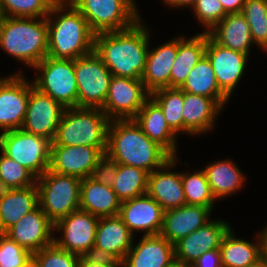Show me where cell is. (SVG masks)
<instances>
[{"label":"cell","instance_id":"cell-1","mask_svg":"<svg viewBox=\"0 0 267 267\" xmlns=\"http://www.w3.org/2000/svg\"><path fill=\"white\" fill-rule=\"evenodd\" d=\"M142 21L122 31L95 34L94 51L114 76L141 79L150 43V34Z\"/></svg>","mask_w":267,"mask_h":267},{"label":"cell","instance_id":"cell-2","mask_svg":"<svg viewBox=\"0 0 267 267\" xmlns=\"http://www.w3.org/2000/svg\"><path fill=\"white\" fill-rule=\"evenodd\" d=\"M106 154L118 164L139 167L149 174L171 159L134 119L110 121Z\"/></svg>","mask_w":267,"mask_h":267},{"label":"cell","instance_id":"cell-3","mask_svg":"<svg viewBox=\"0 0 267 267\" xmlns=\"http://www.w3.org/2000/svg\"><path fill=\"white\" fill-rule=\"evenodd\" d=\"M46 18L48 22L47 56L75 60L94 50L95 33L90 29L83 15L70 2L57 1Z\"/></svg>","mask_w":267,"mask_h":267},{"label":"cell","instance_id":"cell-4","mask_svg":"<svg viewBox=\"0 0 267 267\" xmlns=\"http://www.w3.org/2000/svg\"><path fill=\"white\" fill-rule=\"evenodd\" d=\"M0 49L33 68L48 53L47 18L3 17Z\"/></svg>","mask_w":267,"mask_h":267},{"label":"cell","instance_id":"cell-5","mask_svg":"<svg viewBox=\"0 0 267 267\" xmlns=\"http://www.w3.org/2000/svg\"><path fill=\"white\" fill-rule=\"evenodd\" d=\"M109 124L100 108H65L51 145L107 146Z\"/></svg>","mask_w":267,"mask_h":267},{"label":"cell","instance_id":"cell-6","mask_svg":"<svg viewBox=\"0 0 267 267\" xmlns=\"http://www.w3.org/2000/svg\"><path fill=\"white\" fill-rule=\"evenodd\" d=\"M81 180L50 170L36 179L39 207L53 223L79 209Z\"/></svg>","mask_w":267,"mask_h":267},{"label":"cell","instance_id":"cell-7","mask_svg":"<svg viewBox=\"0 0 267 267\" xmlns=\"http://www.w3.org/2000/svg\"><path fill=\"white\" fill-rule=\"evenodd\" d=\"M70 3L95 34L122 31L141 19L134 0H71Z\"/></svg>","mask_w":267,"mask_h":267},{"label":"cell","instance_id":"cell-8","mask_svg":"<svg viewBox=\"0 0 267 267\" xmlns=\"http://www.w3.org/2000/svg\"><path fill=\"white\" fill-rule=\"evenodd\" d=\"M51 144L49 139L21 128L0 133V152L27 168L36 178L49 170Z\"/></svg>","mask_w":267,"mask_h":267},{"label":"cell","instance_id":"cell-9","mask_svg":"<svg viewBox=\"0 0 267 267\" xmlns=\"http://www.w3.org/2000/svg\"><path fill=\"white\" fill-rule=\"evenodd\" d=\"M78 86L77 107L102 108L113 77L111 71L93 50L74 60Z\"/></svg>","mask_w":267,"mask_h":267},{"label":"cell","instance_id":"cell-10","mask_svg":"<svg viewBox=\"0 0 267 267\" xmlns=\"http://www.w3.org/2000/svg\"><path fill=\"white\" fill-rule=\"evenodd\" d=\"M33 68L41 74L33 81L35 88L65 108L77 107L78 86L74 60L46 56Z\"/></svg>","mask_w":267,"mask_h":267},{"label":"cell","instance_id":"cell-11","mask_svg":"<svg viewBox=\"0 0 267 267\" xmlns=\"http://www.w3.org/2000/svg\"><path fill=\"white\" fill-rule=\"evenodd\" d=\"M98 221L95 215L77 209L54 223V230L61 231L63 236L60 239L54 236L53 243L79 256L93 255Z\"/></svg>","mask_w":267,"mask_h":267},{"label":"cell","instance_id":"cell-12","mask_svg":"<svg viewBox=\"0 0 267 267\" xmlns=\"http://www.w3.org/2000/svg\"><path fill=\"white\" fill-rule=\"evenodd\" d=\"M149 98L141 79L113 75L101 110L110 121L134 119Z\"/></svg>","mask_w":267,"mask_h":267},{"label":"cell","instance_id":"cell-13","mask_svg":"<svg viewBox=\"0 0 267 267\" xmlns=\"http://www.w3.org/2000/svg\"><path fill=\"white\" fill-rule=\"evenodd\" d=\"M64 109L58 101L30 83L26 117L21 129L53 142Z\"/></svg>","mask_w":267,"mask_h":267},{"label":"cell","instance_id":"cell-14","mask_svg":"<svg viewBox=\"0 0 267 267\" xmlns=\"http://www.w3.org/2000/svg\"><path fill=\"white\" fill-rule=\"evenodd\" d=\"M106 150L107 146L51 145L49 170L81 179L90 177Z\"/></svg>","mask_w":267,"mask_h":267},{"label":"cell","instance_id":"cell-15","mask_svg":"<svg viewBox=\"0 0 267 267\" xmlns=\"http://www.w3.org/2000/svg\"><path fill=\"white\" fill-rule=\"evenodd\" d=\"M30 94V83L22 74L0 77V129L5 131L23 126Z\"/></svg>","mask_w":267,"mask_h":267},{"label":"cell","instance_id":"cell-16","mask_svg":"<svg viewBox=\"0 0 267 267\" xmlns=\"http://www.w3.org/2000/svg\"><path fill=\"white\" fill-rule=\"evenodd\" d=\"M205 55L210 60L220 90L230 99L244 74L248 55L216 43L206 32Z\"/></svg>","mask_w":267,"mask_h":267},{"label":"cell","instance_id":"cell-17","mask_svg":"<svg viewBox=\"0 0 267 267\" xmlns=\"http://www.w3.org/2000/svg\"><path fill=\"white\" fill-rule=\"evenodd\" d=\"M53 231L54 223L38 206L25 214L4 234L33 254L53 244L55 235Z\"/></svg>","mask_w":267,"mask_h":267},{"label":"cell","instance_id":"cell-18","mask_svg":"<svg viewBox=\"0 0 267 267\" xmlns=\"http://www.w3.org/2000/svg\"><path fill=\"white\" fill-rule=\"evenodd\" d=\"M164 210L147 193L121 202L118 216L134 235L143 231V236L159 235L163 226Z\"/></svg>","mask_w":267,"mask_h":267},{"label":"cell","instance_id":"cell-19","mask_svg":"<svg viewBox=\"0 0 267 267\" xmlns=\"http://www.w3.org/2000/svg\"><path fill=\"white\" fill-rule=\"evenodd\" d=\"M133 236L118 215L99 218L93 255L122 262L134 243Z\"/></svg>","mask_w":267,"mask_h":267},{"label":"cell","instance_id":"cell-20","mask_svg":"<svg viewBox=\"0 0 267 267\" xmlns=\"http://www.w3.org/2000/svg\"><path fill=\"white\" fill-rule=\"evenodd\" d=\"M230 227L223 220H210L174 244L175 258L190 265L202 253L219 249L222 238Z\"/></svg>","mask_w":267,"mask_h":267},{"label":"cell","instance_id":"cell-21","mask_svg":"<svg viewBox=\"0 0 267 267\" xmlns=\"http://www.w3.org/2000/svg\"><path fill=\"white\" fill-rule=\"evenodd\" d=\"M176 158L171 157L161 168L148 175L147 194L157 201L164 211L186 205L181 173L169 171L177 165Z\"/></svg>","mask_w":267,"mask_h":267},{"label":"cell","instance_id":"cell-22","mask_svg":"<svg viewBox=\"0 0 267 267\" xmlns=\"http://www.w3.org/2000/svg\"><path fill=\"white\" fill-rule=\"evenodd\" d=\"M212 211L205 206L183 205L164 211L160 235L175 244L210 220Z\"/></svg>","mask_w":267,"mask_h":267},{"label":"cell","instance_id":"cell-23","mask_svg":"<svg viewBox=\"0 0 267 267\" xmlns=\"http://www.w3.org/2000/svg\"><path fill=\"white\" fill-rule=\"evenodd\" d=\"M174 259V244L160 234L143 236L127 252L122 267H165Z\"/></svg>","mask_w":267,"mask_h":267},{"label":"cell","instance_id":"cell-24","mask_svg":"<svg viewBox=\"0 0 267 267\" xmlns=\"http://www.w3.org/2000/svg\"><path fill=\"white\" fill-rule=\"evenodd\" d=\"M176 55L177 38L152 50L149 48L141 81L150 94L162 88H170L171 68Z\"/></svg>","mask_w":267,"mask_h":267},{"label":"cell","instance_id":"cell-25","mask_svg":"<svg viewBox=\"0 0 267 267\" xmlns=\"http://www.w3.org/2000/svg\"><path fill=\"white\" fill-rule=\"evenodd\" d=\"M221 109L222 106L213 98L184 92V133L194 136L212 130Z\"/></svg>","mask_w":267,"mask_h":267},{"label":"cell","instance_id":"cell-26","mask_svg":"<svg viewBox=\"0 0 267 267\" xmlns=\"http://www.w3.org/2000/svg\"><path fill=\"white\" fill-rule=\"evenodd\" d=\"M257 243L236 238L230 227L222 238L219 250L223 267H252L264 258V239L258 232ZM257 244V245H256Z\"/></svg>","mask_w":267,"mask_h":267},{"label":"cell","instance_id":"cell-27","mask_svg":"<svg viewBox=\"0 0 267 267\" xmlns=\"http://www.w3.org/2000/svg\"><path fill=\"white\" fill-rule=\"evenodd\" d=\"M134 120L146 136L171 157H177V134L169 127L161 108L151 98L144 103Z\"/></svg>","mask_w":267,"mask_h":267},{"label":"cell","instance_id":"cell-28","mask_svg":"<svg viewBox=\"0 0 267 267\" xmlns=\"http://www.w3.org/2000/svg\"><path fill=\"white\" fill-rule=\"evenodd\" d=\"M120 205L121 201L112 187L97 182L91 176L81 180L79 209L102 218L117 216Z\"/></svg>","mask_w":267,"mask_h":267},{"label":"cell","instance_id":"cell-29","mask_svg":"<svg viewBox=\"0 0 267 267\" xmlns=\"http://www.w3.org/2000/svg\"><path fill=\"white\" fill-rule=\"evenodd\" d=\"M208 35L221 46L248 56L252 44L254 45L250 26L241 13L227 14L208 32Z\"/></svg>","mask_w":267,"mask_h":267},{"label":"cell","instance_id":"cell-30","mask_svg":"<svg viewBox=\"0 0 267 267\" xmlns=\"http://www.w3.org/2000/svg\"><path fill=\"white\" fill-rule=\"evenodd\" d=\"M206 32L194 35L189 39L177 37V55L172 64L170 88H181L192 68L205 55Z\"/></svg>","mask_w":267,"mask_h":267},{"label":"cell","instance_id":"cell-31","mask_svg":"<svg viewBox=\"0 0 267 267\" xmlns=\"http://www.w3.org/2000/svg\"><path fill=\"white\" fill-rule=\"evenodd\" d=\"M39 206L38 189L36 184L25 188L12 189L0 199V233H5L25 214Z\"/></svg>","mask_w":267,"mask_h":267},{"label":"cell","instance_id":"cell-32","mask_svg":"<svg viewBox=\"0 0 267 267\" xmlns=\"http://www.w3.org/2000/svg\"><path fill=\"white\" fill-rule=\"evenodd\" d=\"M215 199L231 196L240 190L245 176L231 160H218L203 169Z\"/></svg>","mask_w":267,"mask_h":267},{"label":"cell","instance_id":"cell-33","mask_svg":"<svg viewBox=\"0 0 267 267\" xmlns=\"http://www.w3.org/2000/svg\"><path fill=\"white\" fill-rule=\"evenodd\" d=\"M180 89L187 93L213 98L222 107L229 100L220 90L212 64L206 55L192 68Z\"/></svg>","mask_w":267,"mask_h":267},{"label":"cell","instance_id":"cell-34","mask_svg":"<svg viewBox=\"0 0 267 267\" xmlns=\"http://www.w3.org/2000/svg\"><path fill=\"white\" fill-rule=\"evenodd\" d=\"M148 175L139 167L118 164L112 189L121 202L144 195L147 193Z\"/></svg>","mask_w":267,"mask_h":267},{"label":"cell","instance_id":"cell-35","mask_svg":"<svg viewBox=\"0 0 267 267\" xmlns=\"http://www.w3.org/2000/svg\"><path fill=\"white\" fill-rule=\"evenodd\" d=\"M150 98L161 108L169 127L176 134L184 133V91L179 88H162L151 93Z\"/></svg>","mask_w":267,"mask_h":267},{"label":"cell","instance_id":"cell-36","mask_svg":"<svg viewBox=\"0 0 267 267\" xmlns=\"http://www.w3.org/2000/svg\"><path fill=\"white\" fill-rule=\"evenodd\" d=\"M181 180L187 205H200L208 207L211 211L216 201L204 170H196L192 173H182Z\"/></svg>","mask_w":267,"mask_h":267},{"label":"cell","instance_id":"cell-37","mask_svg":"<svg viewBox=\"0 0 267 267\" xmlns=\"http://www.w3.org/2000/svg\"><path fill=\"white\" fill-rule=\"evenodd\" d=\"M241 14L250 26L254 44L267 51V0H245Z\"/></svg>","mask_w":267,"mask_h":267},{"label":"cell","instance_id":"cell-38","mask_svg":"<svg viewBox=\"0 0 267 267\" xmlns=\"http://www.w3.org/2000/svg\"><path fill=\"white\" fill-rule=\"evenodd\" d=\"M57 0H0L3 17H46Z\"/></svg>","mask_w":267,"mask_h":267},{"label":"cell","instance_id":"cell-39","mask_svg":"<svg viewBox=\"0 0 267 267\" xmlns=\"http://www.w3.org/2000/svg\"><path fill=\"white\" fill-rule=\"evenodd\" d=\"M0 179L11 188H25L36 184V177L24 166L0 154Z\"/></svg>","mask_w":267,"mask_h":267},{"label":"cell","instance_id":"cell-40","mask_svg":"<svg viewBox=\"0 0 267 267\" xmlns=\"http://www.w3.org/2000/svg\"><path fill=\"white\" fill-rule=\"evenodd\" d=\"M80 256L58 248L54 243L33 253L37 267H79Z\"/></svg>","mask_w":267,"mask_h":267},{"label":"cell","instance_id":"cell-41","mask_svg":"<svg viewBox=\"0 0 267 267\" xmlns=\"http://www.w3.org/2000/svg\"><path fill=\"white\" fill-rule=\"evenodd\" d=\"M32 258L29 250L0 233V267H26Z\"/></svg>","mask_w":267,"mask_h":267},{"label":"cell","instance_id":"cell-42","mask_svg":"<svg viewBox=\"0 0 267 267\" xmlns=\"http://www.w3.org/2000/svg\"><path fill=\"white\" fill-rule=\"evenodd\" d=\"M192 11L207 33L227 15L220 0H196Z\"/></svg>","mask_w":267,"mask_h":267},{"label":"cell","instance_id":"cell-43","mask_svg":"<svg viewBox=\"0 0 267 267\" xmlns=\"http://www.w3.org/2000/svg\"><path fill=\"white\" fill-rule=\"evenodd\" d=\"M118 172V163L106 153L98 160L92 178L99 183L112 187Z\"/></svg>","mask_w":267,"mask_h":267},{"label":"cell","instance_id":"cell-44","mask_svg":"<svg viewBox=\"0 0 267 267\" xmlns=\"http://www.w3.org/2000/svg\"><path fill=\"white\" fill-rule=\"evenodd\" d=\"M79 267H122V262L94 255L80 256Z\"/></svg>","mask_w":267,"mask_h":267},{"label":"cell","instance_id":"cell-45","mask_svg":"<svg viewBox=\"0 0 267 267\" xmlns=\"http://www.w3.org/2000/svg\"><path fill=\"white\" fill-rule=\"evenodd\" d=\"M190 267H223L221 262V253L219 249H214L202 253Z\"/></svg>","mask_w":267,"mask_h":267},{"label":"cell","instance_id":"cell-46","mask_svg":"<svg viewBox=\"0 0 267 267\" xmlns=\"http://www.w3.org/2000/svg\"><path fill=\"white\" fill-rule=\"evenodd\" d=\"M224 11L227 14L241 13L245 0H220Z\"/></svg>","mask_w":267,"mask_h":267},{"label":"cell","instance_id":"cell-47","mask_svg":"<svg viewBox=\"0 0 267 267\" xmlns=\"http://www.w3.org/2000/svg\"><path fill=\"white\" fill-rule=\"evenodd\" d=\"M164 3L168 6L171 5V7H177V8H180V7H191L195 4L196 0H163Z\"/></svg>","mask_w":267,"mask_h":267},{"label":"cell","instance_id":"cell-48","mask_svg":"<svg viewBox=\"0 0 267 267\" xmlns=\"http://www.w3.org/2000/svg\"><path fill=\"white\" fill-rule=\"evenodd\" d=\"M2 179H0V199L6 197L12 190Z\"/></svg>","mask_w":267,"mask_h":267},{"label":"cell","instance_id":"cell-49","mask_svg":"<svg viewBox=\"0 0 267 267\" xmlns=\"http://www.w3.org/2000/svg\"><path fill=\"white\" fill-rule=\"evenodd\" d=\"M165 267H190L188 264H185L183 262H181L178 259H174L172 260L167 266Z\"/></svg>","mask_w":267,"mask_h":267},{"label":"cell","instance_id":"cell-50","mask_svg":"<svg viewBox=\"0 0 267 267\" xmlns=\"http://www.w3.org/2000/svg\"><path fill=\"white\" fill-rule=\"evenodd\" d=\"M262 235L264 239V258L267 260V226H265V229H262Z\"/></svg>","mask_w":267,"mask_h":267},{"label":"cell","instance_id":"cell-51","mask_svg":"<svg viewBox=\"0 0 267 267\" xmlns=\"http://www.w3.org/2000/svg\"><path fill=\"white\" fill-rule=\"evenodd\" d=\"M252 267H267V260L263 258L257 265Z\"/></svg>","mask_w":267,"mask_h":267},{"label":"cell","instance_id":"cell-52","mask_svg":"<svg viewBox=\"0 0 267 267\" xmlns=\"http://www.w3.org/2000/svg\"><path fill=\"white\" fill-rule=\"evenodd\" d=\"M26 267H37V266L33 261H31Z\"/></svg>","mask_w":267,"mask_h":267},{"label":"cell","instance_id":"cell-53","mask_svg":"<svg viewBox=\"0 0 267 267\" xmlns=\"http://www.w3.org/2000/svg\"><path fill=\"white\" fill-rule=\"evenodd\" d=\"M59 2H70L71 0H57Z\"/></svg>","mask_w":267,"mask_h":267},{"label":"cell","instance_id":"cell-54","mask_svg":"<svg viewBox=\"0 0 267 267\" xmlns=\"http://www.w3.org/2000/svg\"><path fill=\"white\" fill-rule=\"evenodd\" d=\"M3 16H2V13H1V10H0V22L2 20Z\"/></svg>","mask_w":267,"mask_h":267}]
</instances>
